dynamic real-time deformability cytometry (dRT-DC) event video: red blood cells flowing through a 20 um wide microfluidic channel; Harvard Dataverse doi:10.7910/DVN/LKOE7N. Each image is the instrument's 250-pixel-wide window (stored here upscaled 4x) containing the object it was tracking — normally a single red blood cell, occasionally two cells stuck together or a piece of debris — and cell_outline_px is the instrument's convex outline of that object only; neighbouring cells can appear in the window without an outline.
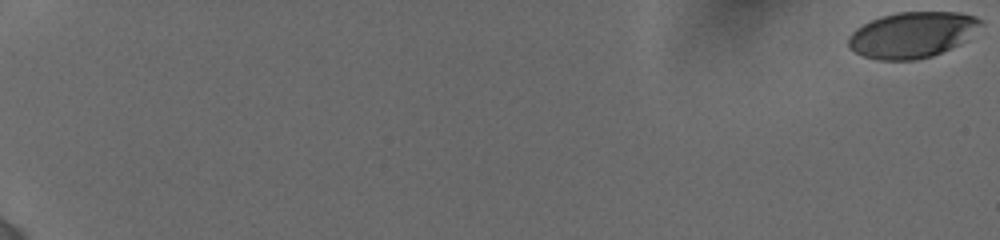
{"species": "human", "species_latin": "Homo sapiens", "temperature_condition": "cold", "stored_images_in_passage": 17, "camera_frame_rate_fps": 3000, "um_per_image_px": 0.085, "donor": {"sex": "female"}, "frame": {"image": 1, "passage_image": 1, "time_ms": 0.0, "image_size_px": [1000, 240], "cell_outline_px": [[984, 20], [960, 44], [932, 56], [916, 60], [876, 60], [864, 56], [848, 48], [848, 36], [856, 28], [880, 16], [900, 12], [960, 12], [976, 16]], "centroid_in_image_um": [77.5, 2.96], "position_along_channel_um": 7.5, "area_um2": 35.2}}
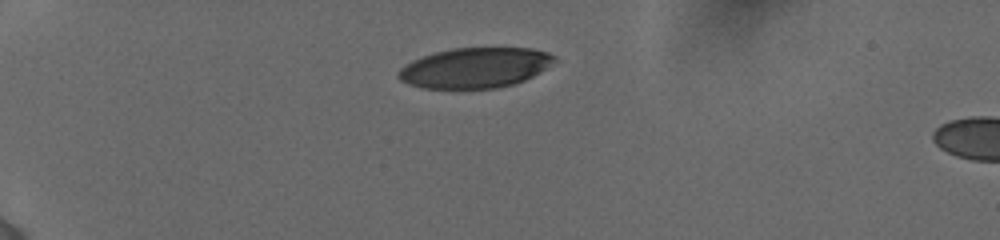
{"frame": {"image": 2, "passage_image": 14, "time_ms": 5.667, "image_size_px": [1000, 240], "cell_outline_px": [[560, 60], [540, 72], [516, 84], [496, 88], [420, 88], [408, 84], [400, 80], [396, 76], [396, 72], [404, 64], [412, 60], [436, 52], [452, 48], [532, 48], [548, 52], [556, 56]], "centroid_in_image_um": [40.4, 5.76], "position_along_channel_um": 44.6, "area_um2": 36.93}}